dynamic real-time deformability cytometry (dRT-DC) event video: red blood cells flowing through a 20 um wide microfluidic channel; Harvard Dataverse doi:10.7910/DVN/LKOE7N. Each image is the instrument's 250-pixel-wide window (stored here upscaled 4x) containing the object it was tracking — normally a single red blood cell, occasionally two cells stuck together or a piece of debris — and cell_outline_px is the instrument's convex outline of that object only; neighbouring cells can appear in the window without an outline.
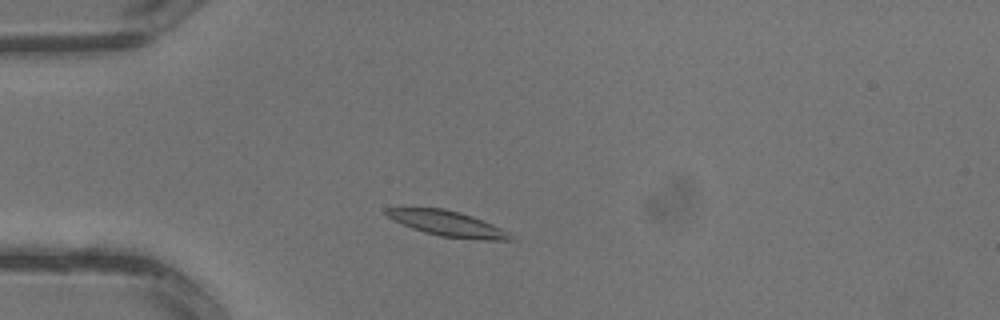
{"species": "common noctule bat (a hibernating species)", "species_latin": "Nyctalus noctula", "temperature_condition": "warm", "stored_images_in_passage": 2, "camera_frame_rate_fps": 3000, "um_per_image_px": 0.085, "animal": {"sex": "male", "body_mass_g": 13.3}, "frame": {"image": 1, "passage_image": 2, "time_ms": 0.333, "image_size_px": [1000, 320], "cell_outline_px": [[512, 240], [484, 240], [440, 236], [424, 232], [412, 228], [388, 216], [384, 212], [384, 208], [444, 208], [460, 212], [472, 216], [492, 224], [508, 232], [512, 236]], "centroid_in_image_um": [38.05, 19.0], "position_along_channel_um": 46.9, "area_um2": 17.98}}